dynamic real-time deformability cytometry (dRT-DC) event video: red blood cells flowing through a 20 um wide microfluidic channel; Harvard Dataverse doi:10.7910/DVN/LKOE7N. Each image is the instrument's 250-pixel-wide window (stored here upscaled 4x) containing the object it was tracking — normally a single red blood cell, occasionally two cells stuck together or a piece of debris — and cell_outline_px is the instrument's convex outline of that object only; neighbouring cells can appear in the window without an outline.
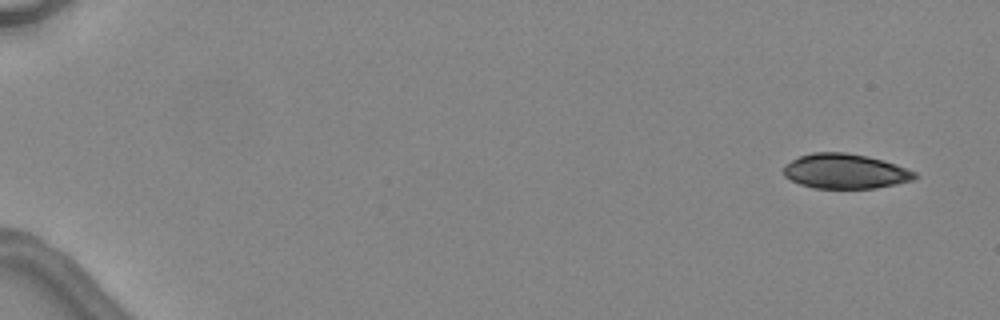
{"species": "common noctule bat (a hibernating species)", "species_latin": "Nyctalus noctula", "temperature_condition": "warm", "stored_images_in_passage": 4, "camera_frame_rate_fps": 3000, "um_per_image_px": 0.085, "animal": {"sex": "female", "body_mass_g": 24.6, "forearm_length_mm": 56.2}, "frame": {"image": 1, "passage_image": 1, "time_ms": 0.0, "image_size_px": [1000, 320], "cell_outline_px": [[920, 176], [912, 180], [896, 184], [876, 188], [816, 188], [800, 184], [784, 176], [784, 164], [800, 156], [812, 152], [844, 152], [868, 156], [884, 160], [896, 164], [916, 172]], "centroid_in_image_um": [71.87, 14.55], "position_along_channel_um": 13.1, "area_um2": 26.7}}
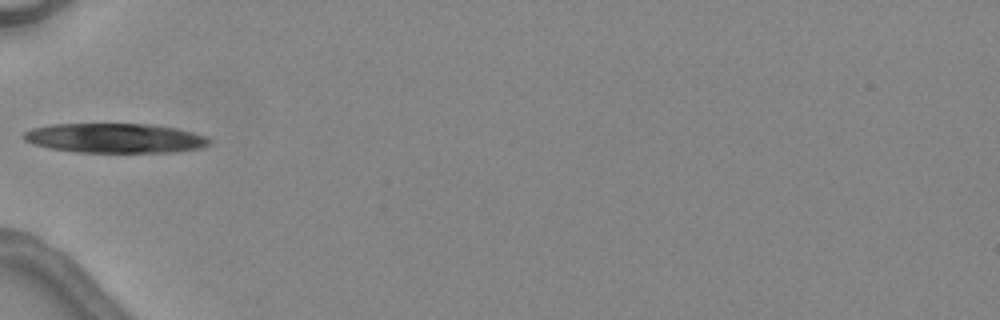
{"frame": {"image": 2, "passage_image": 4, "time_ms": 5.333, "image_size_px": [1000, 320], "cell_outline_px": [[212, 144], [200, 148], [176, 152], [76, 152], [48, 148], [32, 144], [24, 140], [20, 136], [24, 132], [32, 128], [52, 124], [152, 124], [176, 128], [208, 136], [212, 140]], "centroid_in_image_um": [9.78, 11.74], "position_along_channel_um": 75.2, "area_um2": 32.37}}